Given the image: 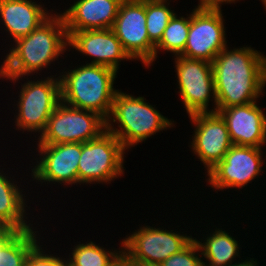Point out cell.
Segmentation results:
<instances>
[{"mask_svg": "<svg viewBox=\"0 0 266 266\" xmlns=\"http://www.w3.org/2000/svg\"><path fill=\"white\" fill-rule=\"evenodd\" d=\"M168 230L143 226L122 240L123 253L132 261L142 264H161L168 257L177 254L191 240Z\"/></svg>", "mask_w": 266, "mask_h": 266, "instance_id": "10", "label": "cell"}, {"mask_svg": "<svg viewBox=\"0 0 266 266\" xmlns=\"http://www.w3.org/2000/svg\"><path fill=\"white\" fill-rule=\"evenodd\" d=\"M104 131L106 120L99 114L60 102L40 134L38 144L85 143Z\"/></svg>", "mask_w": 266, "mask_h": 266, "instance_id": "5", "label": "cell"}, {"mask_svg": "<svg viewBox=\"0 0 266 266\" xmlns=\"http://www.w3.org/2000/svg\"><path fill=\"white\" fill-rule=\"evenodd\" d=\"M68 45V34L62 14H51L29 35L15 41L4 64L0 68V78L15 81L50 66Z\"/></svg>", "mask_w": 266, "mask_h": 266, "instance_id": "2", "label": "cell"}, {"mask_svg": "<svg viewBox=\"0 0 266 266\" xmlns=\"http://www.w3.org/2000/svg\"><path fill=\"white\" fill-rule=\"evenodd\" d=\"M261 148L232 145L207 175L212 188H243L259 176L262 168Z\"/></svg>", "mask_w": 266, "mask_h": 266, "instance_id": "12", "label": "cell"}, {"mask_svg": "<svg viewBox=\"0 0 266 266\" xmlns=\"http://www.w3.org/2000/svg\"><path fill=\"white\" fill-rule=\"evenodd\" d=\"M43 158L32 169L33 177L44 182L78 183L82 143L39 144Z\"/></svg>", "mask_w": 266, "mask_h": 266, "instance_id": "14", "label": "cell"}, {"mask_svg": "<svg viewBox=\"0 0 266 266\" xmlns=\"http://www.w3.org/2000/svg\"><path fill=\"white\" fill-rule=\"evenodd\" d=\"M234 145L261 148L266 143V116L255 102L216 109Z\"/></svg>", "mask_w": 266, "mask_h": 266, "instance_id": "15", "label": "cell"}, {"mask_svg": "<svg viewBox=\"0 0 266 266\" xmlns=\"http://www.w3.org/2000/svg\"><path fill=\"white\" fill-rule=\"evenodd\" d=\"M167 1L146 0V28L154 45L161 40L165 28L175 15L174 11L168 8Z\"/></svg>", "mask_w": 266, "mask_h": 266, "instance_id": "24", "label": "cell"}, {"mask_svg": "<svg viewBox=\"0 0 266 266\" xmlns=\"http://www.w3.org/2000/svg\"><path fill=\"white\" fill-rule=\"evenodd\" d=\"M237 0H200L199 4L208 8H217L221 9V3H234Z\"/></svg>", "mask_w": 266, "mask_h": 266, "instance_id": "27", "label": "cell"}, {"mask_svg": "<svg viewBox=\"0 0 266 266\" xmlns=\"http://www.w3.org/2000/svg\"><path fill=\"white\" fill-rule=\"evenodd\" d=\"M193 10L187 43L180 56L212 63L227 46L221 9L198 4Z\"/></svg>", "mask_w": 266, "mask_h": 266, "instance_id": "8", "label": "cell"}, {"mask_svg": "<svg viewBox=\"0 0 266 266\" xmlns=\"http://www.w3.org/2000/svg\"><path fill=\"white\" fill-rule=\"evenodd\" d=\"M111 266H137V263L122 253Z\"/></svg>", "mask_w": 266, "mask_h": 266, "instance_id": "28", "label": "cell"}, {"mask_svg": "<svg viewBox=\"0 0 266 266\" xmlns=\"http://www.w3.org/2000/svg\"><path fill=\"white\" fill-rule=\"evenodd\" d=\"M200 250L196 238L192 239L177 254L168 257L161 266H204V261L196 254Z\"/></svg>", "mask_w": 266, "mask_h": 266, "instance_id": "25", "label": "cell"}, {"mask_svg": "<svg viewBox=\"0 0 266 266\" xmlns=\"http://www.w3.org/2000/svg\"><path fill=\"white\" fill-rule=\"evenodd\" d=\"M70 71L59 76L61 102L93 111L108 120L118 91L113 87L117 71L88 63Z\"/></svg>", "mask_w": 266, "mask_h": 266, "instance_id": "3", "label": "cell"}, {"mask_svg": "<svg viewBox=\"0 0 266 266\" xmlns=\"http://www.w3.org/2000/svg\"><path fill=\"white\" fill-rule=\"evenodd\" d=\"M191 14L188 18L177 17L175 14L165 28L161 40L155 45L154 60L157 57L159 48L162 50L170 51L179 56L184 52L189 27H190Z\"/></svg>", "mask_w": 266, "mask_h": 266, "instance_id": "22", "label": "cell"}, {"mask_svg": "<svg viewBox=\"0 0 266 266\" xmlns=\"http://www.w3.org/2000/svg\"><path fill=\"white\" fill-rule=\"evenodd\" d=\"M175 64L179 93L188 115L210 112L208 110L210 94H213L217 107L212 64L180 55L176 56Z\"/></svg>", "mask_w": 266, "mask_h": 266, "instance_id": "11", "label": "cell"}, {"mask_svg": "<svg viewBox=\"0 0 266 266\" xmlns=\"http://www.w3.org/2000/svg\"><path fill=\"white\" fill-rule=\"evenodd\" d=\"M111 29L132 59L151 66L155 45L147 33L146 0H123Z\"/></svg>", "mask_w": 266, "mask_h": 266, "instance_id": "9", "label": "cell"}, {"mask_svg": "<svg viewBox=\"0 0 266 266\" xmlns=\"http://www.w3.org/2000/svg\"><path fill=\"white\" fill-rule=\"evenodd\" d=\"M67 34L68 46L94 58L88 64L103 65L117 71L120 60L132 59L111 28L67 31Z\"/></svg>", "mask_w": 266, "mask_h": 266, "instance_id": "16", "label": "cell"}, {"mask_svg": "<svg viewBox=\"0 0 266 266\" xmlns=\"http://www.w3.org/2000/svg\"><path fill=\"white\" fill-rule=\"evenodd\" d=\"M195 126L192 150L202 161L208 172L232 147L225 120L218 112L194 113L189 115Z\"/></svg>", "mask_w": 266, "mask_h": 266, "instance_id": "13", "label": "cell"}, {"mask_svg": "<svg viewBox=\"0 0 266 266\" xmlns=\"http://www.w3.org/2000/svg\"><path fill=\"white\" fill-rule=\"evenodd\" d=\"M18 101L16 126L31 132L45 131L48 119L61 102L60 79L47 77L22 85Z\"/></svg>", "mask_w": 266, "mask_h": 266, "instance_id": "7", "label": "cell"}, {"mask_svg": "<svg viewBox=\"0 0 266 266\" xmlns=\"http://www.w3.org/2000/svg\"><path fill=\"white\" fill-rule=\"evenodd\" d=\"M262 3H264L265 9H266V0H261Z\"/></svg>", "mask_w": 266, "mask_h": 266, "instance_id": "31", "label": "cell"}, {"mask_svg": "<svg viewBox=\"0 0 266 266\" xmlns=\"http://www.w3.org/2000/svg\"><path fill=\"white\" fill-rule=\"evenodd\" d=\"M137 266H161L159 264H142V263H137Z\"/></svg>", "mask_w": 266, "mask_h": 266, "instance_id": "30", "label": "cell"}, {"mask_svg": "<svg viewBox=\"0 0 266 266\" xmlns=\"http://www.w3.org/2000/svg\"><path fill=\"white\" fill-rule=\"evenodd\" d=\"M0 15L14 42L29 35L50 16L32 0H0Z\"/></svg>", "mask_w": 266, "mask_h": 266, "instance_id": "18", "label": "cell"}, {"mask_svg": "<svg viewBox=\"0 0 266 266\" xmlns=\"http://www.w3.org/2000/svg\"><path fill=\"white\" fill-rule=\"evenodd\" d=\"M8 178L0 172V229L30 230L32 227L24 220V196L18 186Z\"/></svg>", "mask_w": 266, "mask_h": 266, "instance_id": "19", "label": "cell"}, {"mask_svg": "<svg viewBox=\"0 0 266 266\" xmlns=\"http://www.w3.org/2000/svg\"><path fill=\"white\" fill-rule=\"evenodd\" d=\"M111 114L106 120V130L114 134L125 149L173 126L172 121L146 103L144 97L135 98L119 91L113 100ZM111 122L118 123L119 129H114Z\"/></svg>", "mask_w": 266, "mask_h": 266, "instance_id": "4", "label": "cell"}, {"mask_svg": "<svg viewBox=\"0 0 266 266\" xmlns=\"http://www.w3.org/2000/svg\"><path fill=\"white\" fill-rule=\"evenodd\" d=\"M227 48L211 63L217 107L210 112L255 102L266 84V57L262 53L251 47Z\"/></svg>", "mask_w": 266, "mask_h": 266, "instance_id": "1", "label": "cell"}, {"mask_svg": "<svg viewBox=\"0 0 266 266\" xmlns=\"http://www.w3.org/2000/svg\"><path fill=\"white\" fill-rule=\"evenodd\" d=\"M229 266H257V261L256 260L254 261L252 258L249 261L245 260L244 262H241V263L238 262V264L237 263L230 264Z\"/></svg>", "mask_w": 266, "mask_h": 266, "instance_id": "29", "label": "cell"}, {"mask_svg": "<svg viewBox=\"0 0 266 266\" xmlns=\"http://www.w3.org/2000/svg\"><path fill=\"white\" fill-rule=\"evenodd\" d=\"M125 148L107 130L98 138L82 143L78 164V183H107L124 172Z\"/></svg>", "mask_w": 266, "mask_h": 266, "instance_id": "6", "label": "cell"}, {"mask_svg": "<svg viewBox=\"0 0 266 266\" xmlns=\"http://www.w3.org/2000/svg\"><path fill=\"white\" fill-rule=\"evenodd\" d=\"M206 239L204 243L197 240L201 255L210 262H203L204 266H229L239 256L238 242L226 231L217 229Z\"/></svg>", "mask_w": 266, "mask_h": 266, "instance_id": "21", "label": "cell"}, {"mask_svg": "<svg viewBox=\"0 0 266 266\" xmlns=\"http://www.w3.org/2000/svg\"><path fill=\"white\" fill-rule=\"evenodd\" d=\"M123 0H78L62 16L67 31L110 29Z\"/></svg>", "mask_w": 266, "mask_h": 266, "instance_id": "17", "label": "cell"}, {"mask_svg": "<svg viewBox=\"0 0 266 266\" xmlns=\"http://www.w3.org/2000/svg\"><path fill=\"white\" fill-rule=\"evenodd\" d=\"M43 253V249L37 244L29 253L26 266H68V261Z\"/></svg>", "mask_w": 266, "mask_h": 266, "instance_id": "26", "label": "cell"}, {"mask_svg": "<svg viewBox=\"0 0 266 266\" xmlns=\"http://www.w3.org/2000/svg\"><path fill=\"white\" fill-rule=\"evenodd\" d=\"M92 241L78 244L72 252L68 266H111L123 251H106ZM119 252V253H118Z\"/></svg>", "mask_w": 266, "mask_h": 266, "instance_id": "23", "label": "cell"}, {"mask_svg": "<svg viewBox=\"0 0 266 266\" xmlns=\"http://www.w3.org/2000/svg\"><path fill=\"white\" fill-rule=\"evenodd\" d=\"M33 229H0V266H26L30 251L38 244Z\"/></svg>", "mask_w": 266, "mask_h": 266, "instance_id": "20", "label": "cell"}]
</instances>
